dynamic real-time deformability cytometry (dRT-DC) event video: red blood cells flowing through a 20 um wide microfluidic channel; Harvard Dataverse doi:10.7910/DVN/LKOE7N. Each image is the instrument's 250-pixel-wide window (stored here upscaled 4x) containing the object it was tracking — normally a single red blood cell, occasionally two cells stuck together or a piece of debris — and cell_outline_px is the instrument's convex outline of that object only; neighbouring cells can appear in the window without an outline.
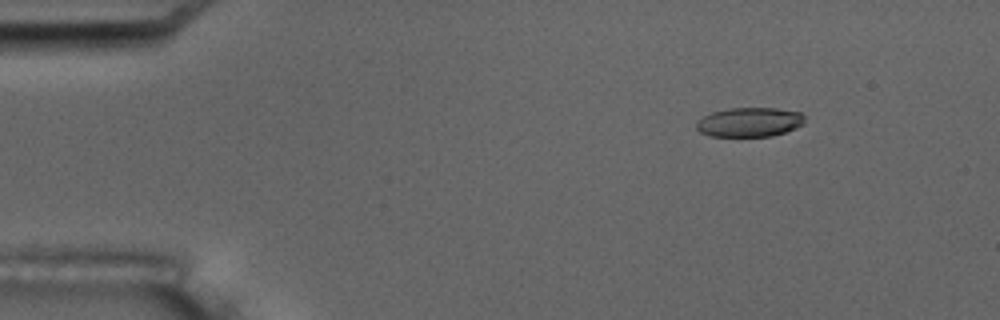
{"species": "common noctule bat (a hibernating species)", "species_latin": "Nyctalus noctula", "temperature_condition": "room temperature", "stored_images_in_passage": 3, "camera_frame_rate_fps": 3000, "um_per_image_px": 0.085, "animal": {"sex": "male", "body_mass_g": 17.5, "forearm_length_mm": 52.3}, "frame": {"image": 1, "passage_image": 2, "time_ms": 2.0, "image_size_px": [1000, 320], "cell_outline_px": [[804, 124], [796, 128], [772, 136], [712, 136], [700, 132], [696, 128], [696, 120], [712, 112], [728, 108], [776, 108], [800, 112], [804, 116]], "centroid_in_image_um": [63.7, 10.37], "position_along_channel_um": 21.3, "area_um2": 18.55}}